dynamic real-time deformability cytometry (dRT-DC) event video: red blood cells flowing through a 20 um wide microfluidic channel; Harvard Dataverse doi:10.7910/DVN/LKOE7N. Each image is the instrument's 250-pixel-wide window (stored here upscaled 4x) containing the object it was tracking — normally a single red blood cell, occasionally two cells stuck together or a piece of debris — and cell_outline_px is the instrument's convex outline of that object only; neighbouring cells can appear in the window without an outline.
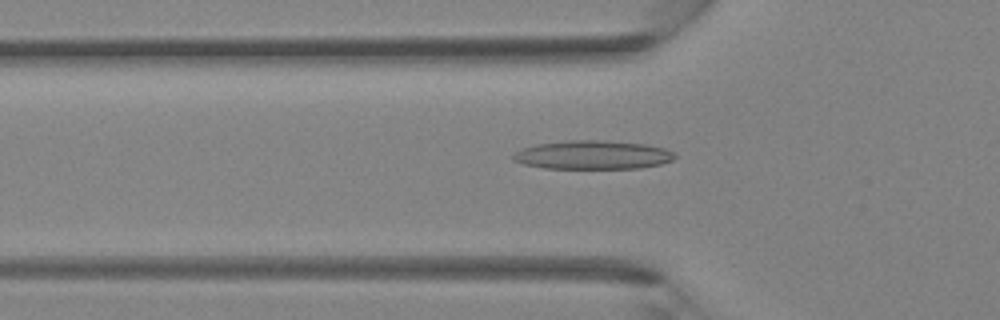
{"species": "Egyptian fruit bat (a non-hibernating species)", "species_latin": "Rousettus aegyptiacus", "temperature_condition": "room temperature", "stored_images_in_passage": 42, "camera_frame_rate_fps": 3000, "um_per_image_px": 0.085, "animal": {"sex": "female"}, "frame": {"image": 1, "passage_image": 14, "time_ms": 4.333, "image_size_px": [1000, 320], "cell_outline_px": [[676, 156], [672, 160], [660, 164], [640, 168], [544, 168], [524, 164], [512, 160], [512, 156], [516, 152], [524, 148], [536, 144], [564, 140], [604, 140], [644, 144], [664, 148], [676, 152]], "centroid_in_image_um": [50.39, 13.16], "position_along_channel_um": 75.4, "area_um2": 27.05}}
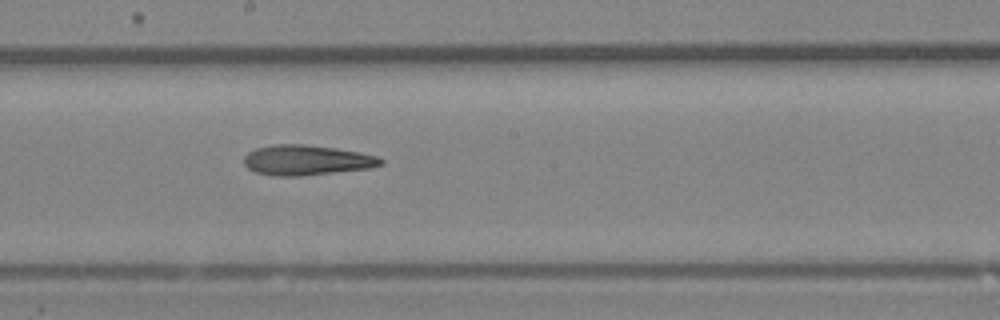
{"frame": {"image": 2, "passage_image": 23, "time_ms": 7.333, "image_size_px": [1000, 320], "cell_outline_px": [[384, 164], [368, 168], [300, 176], [272, 176], [256, 172], [248, 168], [244, 164], [244, 156], [248, 152], [256, 148], [272, 144], [304, 144], [336, 148], [376, 156], [384, 160]], "centroid_in_image_um": [26.01, 13.61], "position_along_channel_um": 222.2, "area_um2": 23.93}}
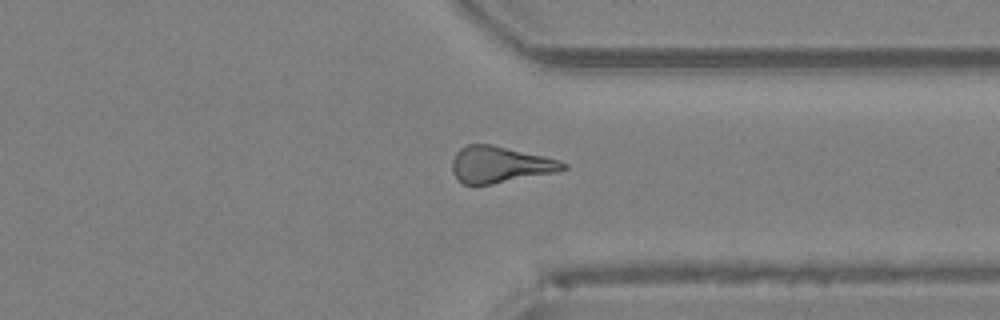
{"frame": {"image": 3, "passage_image": 32, "time_ms": 10.333, "image_size_px": [1000, 320], "cell_outline_px": [[568, 168], [556, 172], [492, 184], [464, 184], [456, 180], [452, 172], [452, 160], [456, 152], [460, 148], [468, 144], [492, 144], [544, 156], [568, 164]], "centroid_in_image_um": [42.46, 13.99], "position_along_channel_um": 368.9, "area_um2": 23.52}}